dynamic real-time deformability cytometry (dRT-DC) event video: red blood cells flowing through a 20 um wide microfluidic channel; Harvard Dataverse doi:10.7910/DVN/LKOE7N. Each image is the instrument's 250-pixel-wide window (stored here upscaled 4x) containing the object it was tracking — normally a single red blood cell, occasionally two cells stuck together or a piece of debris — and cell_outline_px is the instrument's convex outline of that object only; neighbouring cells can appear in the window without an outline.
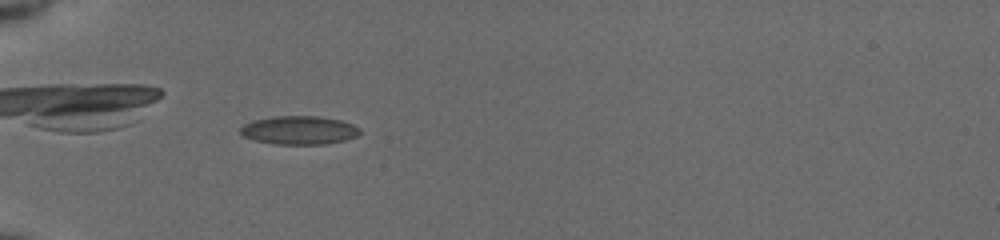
{"species": "common noctule bat (a hibernating species)", "species_latin": "Nyctalus noctula", "temperature_condition": "cold", "stored_images_in_passage": 54, "camera_frame_rate_fps": 3000, "um_per_image_px": 0.085, "animal": {"sex": "female", "body_mass_g": 19.5, "forearm_length_mm": 54.1}, "frame": {"image": 1, "passage_image": 19, "time_ms": 6.0, "image_size_px": [1000, 240], "cell_outline_px": [[360, 132], [356, 136], [344, 140], [324, 144], [276, 144], [256, 140], [240, 136], [240, 128], [244, 124], [252, 120], [276, 116], [316, 116], [340, 120], [352, 124], [360, 128]], "centroid_in_image_um": [25.39, 11.06], "position_along_channel_um": 59.6, "area_um2": 19.77}}
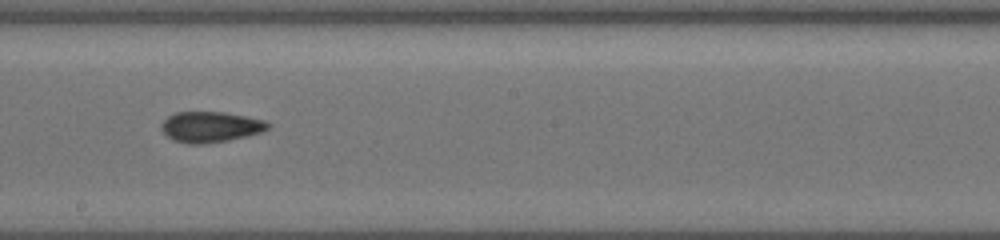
{"frame": {"image": 2, "passage_image": 33, "time_ms": 10.667, "image_size_px": [1000, 240], "cell_outline_px": [[272, 124], [268, 128], [260, 132], [228, 140], [204, 144], [188, 144], [172, 140], [160, 128], [160, 124], [168, 116], [176, 112], [224, 112], [264, 120]], "centroid_in_image_um": [17.86, 10.79], "position_along_channel_um": 230.3, "area_um2": 18.96}}
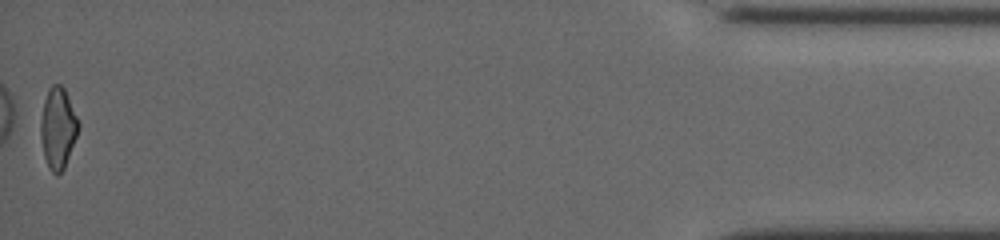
{"frame": {"image": 3, "passage_image": 54, "time_ms": 17.667, "image_size_px": [1000, 240], "cell_outline_px": [[80, 124], [76, 136], [64, 168], [56, 176], [48, 168], [44, 156], [40, 136], [40, 120], [44, 100], [48, 88], [52, 84], [60, 84], [64, 88]], "centroid_in_image_um": [4.9, 10.88], "position_along_channel_um": 430.3, "area_um2": 17.74}, "authors_computed_cell_mechanics": {"area_um2": 18.3804, "velocity_mm_per_s": 3.9563, "shape_relaxation_time_tau1_ms": 4.0093, "shape_relaxation_time_tau2_ms": 2.406, "deformation_change_tau1": 0.1428, "deformation_change_tau2": 0.0905}}